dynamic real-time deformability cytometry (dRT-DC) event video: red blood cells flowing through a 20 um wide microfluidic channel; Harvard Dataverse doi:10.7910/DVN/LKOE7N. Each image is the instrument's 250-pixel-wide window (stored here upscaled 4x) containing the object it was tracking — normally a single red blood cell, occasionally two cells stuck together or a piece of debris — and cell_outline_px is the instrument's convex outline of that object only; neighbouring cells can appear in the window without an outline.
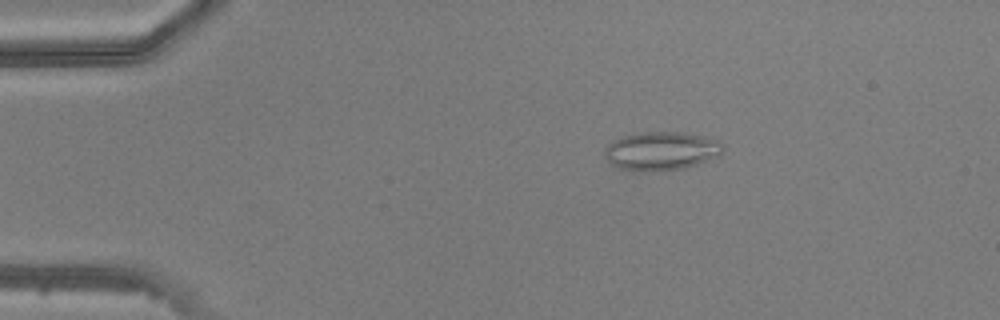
{"species": "common noctule bat (a hibernating species)", "species_latin": "Nyctalus noctula", "temperature_condition": "warm", "stored_images_in_passage": 24, "camera_frame_rate_fps": 3000, "um_per_image_px": 0.085, "animal": {"sex": "male", "body_mass_g": 20.5, "forearm_length_mm": 52.5}, "frame": {"image": 1, "passage_image": 5, "time_ms": 1.333, "image_size_px": [1000, 320], "cell_outline_px": [[724, 144], [720, 152], [716, 156], [696, 164], [684, 168], [648, 172], [640, 172], [620, 168], [612, 164], [608, 160], [604, 152], [604, 148], [612, 140], [624, 136], [644, 132], [676, 132], [704, 136], [720, 140]], "centroid_in_image_um": [56.18, 12.83], "position_along_channel_um": 28.8, "area_um2": 26.41}}
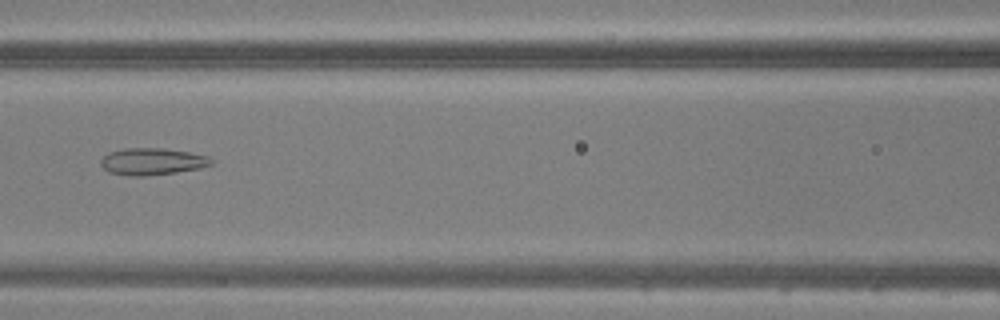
{"frame": {"image": 2, "passage_image": 18, "time_ms": 5.667, "image_size_px": [1000, 320], "cell_outline_px": [[212, 164], [200, 168], [176, 172], [144, 176], [132, 176], [108, 172], [100, 164], [100, 160], [108, 152], [124, 148], [160, 148], [188, 152], [208, 156], [212, 160]], "centroid_in_image_um": [12.9, 13.72], "position_along_channel_um": 153.7, "area_um2": 17.22}}
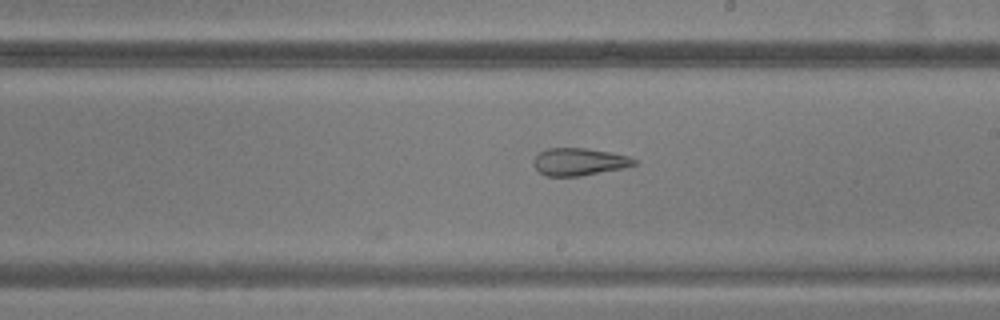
{"frame": {"image": 3, "passage_image": 24, "time_ms": 7.667, "image_size_px": [1000, 320], "cell_outline_px": [[636, 164], [620, 168], [580, 176], [544, 176], [532, 164], [532, 160], [540, 152], [548, 148], [588, 148], [628, 156], [636, 160]], "centroid_in_image_um": [49.17, 13.75], "position_along_channel_um": 239.8, "area_um2": 15.9}}